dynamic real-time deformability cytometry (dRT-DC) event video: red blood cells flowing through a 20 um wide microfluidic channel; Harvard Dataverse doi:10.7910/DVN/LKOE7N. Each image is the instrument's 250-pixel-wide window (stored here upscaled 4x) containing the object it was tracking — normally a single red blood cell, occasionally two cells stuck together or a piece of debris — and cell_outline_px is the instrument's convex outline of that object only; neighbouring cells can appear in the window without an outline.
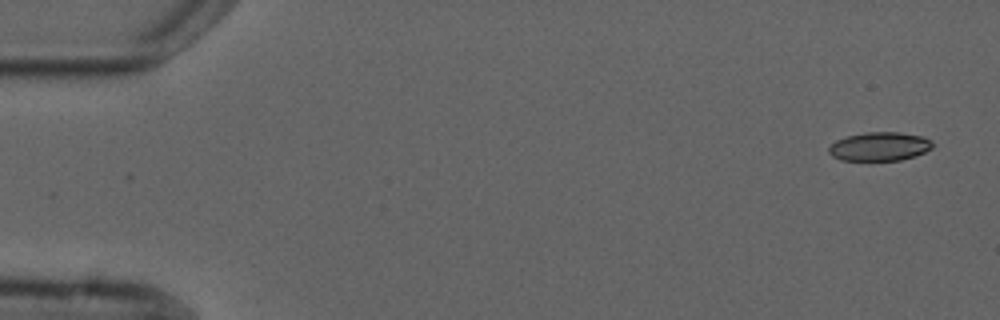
{"species": "common noctule bat (a hibernating species)", "species_latin": "Nyctalus noctula", "temperature_condition": "cold", "stored_images_in_passage": 6, "camera_frame_rate_fps": 3000, "um_per_image_px": 0.085, "animal": {"sex": "male", "forearm_length_mm": 52.5}, "frame": {"image": 1, "passage_image": 6, "time_ms": 6.667, "image_size_px": [1000, 320], "cell_outline_px": [[932, 148], [916, 156], [900, 160], [840, 160], [832, 156], [828, 152], [828, 148], [836, 140], [848, 136], [864, 132], [900, 132], [924, 136], [932, 140]], "centroid_in_image_um": [74.78, 12.44], "position_along_channel_um": 10.2, "area_um2": 17.46}}